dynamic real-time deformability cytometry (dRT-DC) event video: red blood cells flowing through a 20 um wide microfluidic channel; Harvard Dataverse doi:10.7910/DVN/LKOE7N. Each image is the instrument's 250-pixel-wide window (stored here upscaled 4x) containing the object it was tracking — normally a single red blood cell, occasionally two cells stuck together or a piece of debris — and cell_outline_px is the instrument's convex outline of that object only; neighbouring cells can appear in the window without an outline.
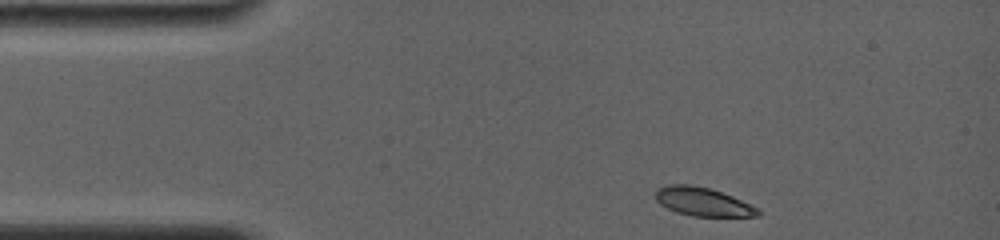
{"species": "common noctule bat (a hibernating species)", "species_latin": "Nyctalus noctula", "temperature_condition": "room temperature", "stored_images_in_passage": 34, "camera_frame_rate_fps": 4000, "um_per_image_px": 0.085, "animal": {"sex": "female", "body_mass_g": 19.0, "forearm_length_mm": 56.7}, "frame": {"image": 1, "passage_image": 1, "time_ms": 0.0, "image_size_px": [1000, 240], "cell_outline_px": [[760, 216], [692, 216], [676, 212], [660, 204], [656, 200], [656, 188], [668, 184], [692, 184], [708, 188], [732, 196], [756, 208], [760, 212]], "centroid_in_image_um": [59.68, 17.14], "position_along_channel_um": 25.3, "area_um2": 16.82}}
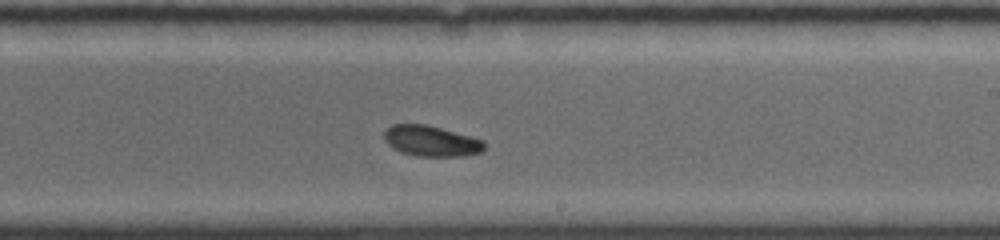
{"frame": {"image": 2, "passage_image": 19, "time_ms": 7.5, "image_size_px": [1000, 240], "cell_outline_px": [[484, 148], [480, 152], [464, 156], [416, 156], [400, 152], [392, 148], [384, 140], [384, 132], [392, 124], [424, 124], [440, 128], [484, 140]], "centroid_in_image_um": [36.61, 11.99], "position_along_channel_um": 252.4, "area_um2": 17.8}}
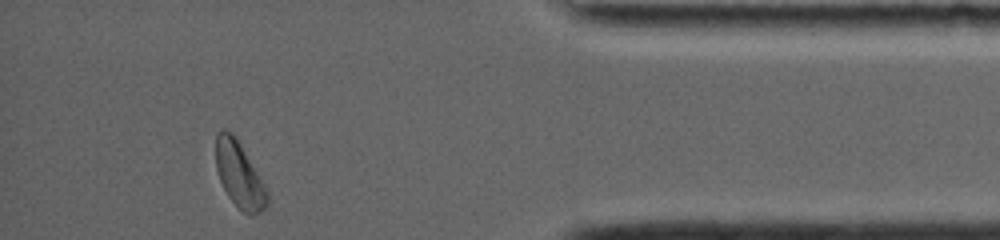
{"frame": {"image": 3, "passage_image": 34, "time_ms": 12.5, "image_size_px": [1000, 240], "cell_outline_px": [[268, 204], [260, 212], [252, 216], [248, 216], [228, 196], [220, 180], [216, 168], [216, 132], [220, 128], [232, 132], [236, 136], [264, 184], [268, 192]], "centroid_in_image_um": [20.34, 14.84], "position_along_channel_um": 414.9, "area_um2": 19.59}, "authors_computed_cell_mechanics": {"area_um2": 18.5538, "velocity_mm_per_s": 3.7708, "shape_relaxation_time_tau1_ms": 2.3446, "shape_relaxation_time_tau2_ms": null, "deformation_change_tau1": 0.0905, "deformation_change_tau2": null}}